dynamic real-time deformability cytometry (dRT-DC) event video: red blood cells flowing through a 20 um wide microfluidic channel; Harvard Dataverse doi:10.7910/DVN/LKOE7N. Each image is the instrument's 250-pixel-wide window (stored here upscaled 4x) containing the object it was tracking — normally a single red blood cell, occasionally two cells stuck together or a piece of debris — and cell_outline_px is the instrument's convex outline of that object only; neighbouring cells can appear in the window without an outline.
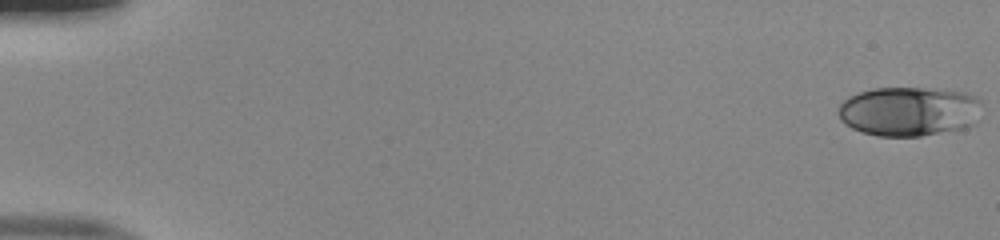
{"species": "human", "species_latin": "Homo sapiens", "temperature_condition": "room temperature", "stored_images_in_passage": 51, "camera_frame_rate_fps": 3000, "um_per_image_px": 0.085, "donor": {"sex": "male"}, "frame": {"image": 1, "passage_image": 1, "time_ms": 0.0, "image_size_px": [1000, 240], "cell_outline_px": [[980, 100], [976, 120], [968, 128], [920, 136], [876, 136], [860, 132], [844, 124], [840, 120], [840, 104], [844, 100], [860, 92], [872, 88], [920, 88], [964, 92], [976, 96]], "centroid_in_image_um": [77.26, 9.48], "position_along_channel_um": 7.7, "area_um2": 41.21}}
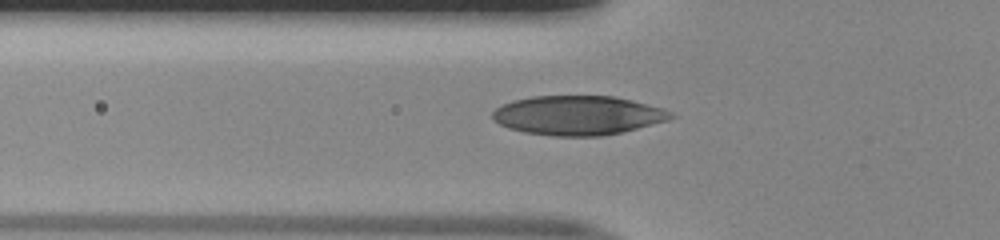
{"frame": {"image": 2, "passage_image": 19, "time_ms": 6.0, "image_size_px": [1000, 240], "cell_outline_px": [[676, 116], [668, 120], [624, 132], [600, 136], [552, 136], [524, 132], [508, 128], [492, 120], [492, 112], [496, 108], [512, 100], [532, 96], [616, 96], [664, 108], [672, 112]], "centroid_in_image_um": [49.13, 9.8], "position_along_channel_um": 76.7, "area_um2": 41.1}}
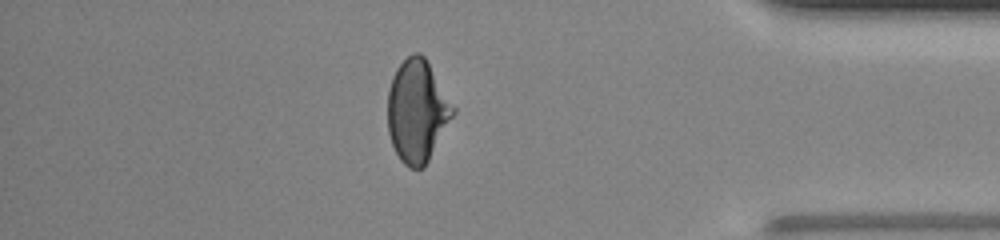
{"frame": {"image": 3, "passage_image": 45, "time_ms": 14.667, "image_size_px": [1000, 240], "cell_outline_px": [[456, 112], [424, 168], [408, 168], [400, 160], [392, 144], [388, 132], [388, 88], [392, 76], [396, 68], [412, 52], [420, 52], [424, 56], [456, 108]], "centroid_in_image_um": [35.46, 9.43], "position_along_channel_um": 399.7, "area_um2": 39.13}, "authors_computed_cell_mechanics": {"area_um2": 39.015, "velocity_mm_per_s": 4.0444, "shape_relaxation_time_tau1_ms": 8.6783, "shape_relaxation_time_tau2_ms": 1.0598, "deformation_change_tau1": 0.2402, "deformation_change_tau2": 0.0706}}